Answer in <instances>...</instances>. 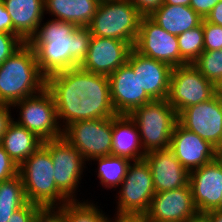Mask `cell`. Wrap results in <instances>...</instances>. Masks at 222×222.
Returning <instances> with one entry per match:
<instances>
[{
    "instance_id": "4dcf8cb0",
    "label": "cell",
    "mask_w": 222,
    "mask_h": 222,
    "mask_svg": "<svg viewBox=\"0 0 222 222\" xmlns=\"http://www.w3.org/2000/svg\"><path fill=\"white\" fill-rule=\"evenodd\" d=\"M204 51L222 49V27L203 19Z\"/></svg>"
},
{
    "instance_id": "f1b7e54d",
    "label": "cell",
    "mask_w": 222,
    "mask_h": 222,
    "mask_svg": "<svg viewBox=\"0 0 222 222\" xmlns=\"http://www.w3.org/2000/svg\"><path fill=\"white\" fill-rule=\"evenodd\" d=\"M180 56L187 63L194 61L204 51L203 21L199 26L191 28L177 36Z\"/></svg>"
},
{
    "instance_id": "60d3db41",
    "label": "cell",
    "mask_w": 222,
    "mask_h": 222,
    "mask_svg": "<svg viewBox=\"0 0 222 222\" xmlns=\"http://www.w3.org/2000/svg\"><path fill=\"white\" fill-rule=\"evenodd\" d=\"M205 20L222 27V0H220L207 15Z\"/></svg>"
},
{
    "instance_id": "8d00e7d4",
    "label": "cell",
    "mask_w": 222,
    "mask_h": 222,
    "mask_svg": "<svg viewBox=\"0 0 222 222\" xmlns=\"http://www.w3.org/2000/svg\"><path fill=\"white\" fill-rule=\"evenodd\" d=\"M143 15L149 16L154 10L158 9L164 0H128Z\"/></svg>"
},
{
    "instance_id": "bcb514c9",
    "label": "cell",
    "mask_w": 222,
    "mask_h": 222,
    "mask_svg": "<svg viewBox=\"0 0 222 222\" xmlns=\"http://www.w3.org/2000/svg\"><path fill=\"white\" fill-rule=\"evenodd\" d=\"M220 211H222V195H221V198H220Z\"/></svg>"
},
{
    "instance_id": "8fae6325",
    "label": "cell",
    "mask_w": 222,
    "mask_h": 222,
    "mask_svg": "<svg viewBox=\"0 0 222 222\" xmlns=\"http://www.w3.org/2000/svg\"><path fill=\"white\" fill-rule=\"evenodd\" d=\"M214 95L215 85L206 79L193 63L172 68L167 101L178 114Z\"/></svg>"
},
{
    "instance_id": "7402d4cb",
    "label": "cell",
    "mask_w": 222,
    "mask_h": 222,
    "mask_svg": "<svg viewBox=\"0 0 222 222\" xmlns=\"http://www.w3.org/2000/svg\"><path fill=\"white\" fill-rule=\"evenodd\" d=\"M112 155L124 157L131 161L144 159L138 127L129 115L113 117Z\"/></svg>"
},
{
    "instance_id": "f6af8a7d",
    "label": "cell",
    "mask_w": 222,
    "mask_h": 222,
    "mask_svg": "<svg viewBox=\"0 0 222 222\" xmlns=\"http://www.w3.org/2000/svg\"><path fill=\"white\" fill-rule=\"evenodd\" d=\"M215 94L222 99V77L220 80L215 84Z\"/></svg>"
},
{
    "instance_id": "d590c367",
    "label": "cell",
    "mask_w": 222,
    "mask_h": 222,
    "mask_svg": "<svg viewBox=\"0 0 222 222\" xmlns=\"http://www.w3.org/2000/svg\"><path fill=\"white\" fill-rule=\"evenodd\" d=\"M12 109V105L0 103V144L9 125L14 121V117L11 114L13 113L11 112Z\"/></svg>"
},
{
    "instance_id": "cb8c5ba5",
    "label": "cell",
    "mask_w": 222,
    "mask_h": 222,
    "mask_svg": "<svg viewBox=\"0 0 222 222\" xmlns=\"http://www.w3.org/2000/svg\"><path fill=\"white\" fill-rule=\"evenodd\" d=\"M149 17L166 32L175 36L199 26L203 18L190 6L162 4Z\"/></svg>"
},
{
    "instance_id": "277c9868",
    "label": "cell",
    "mask_w": 222,
    "mask_h": 222,
    "mask_svg": "<svg viewBox=\"0 0 222 222\" xmlns=\"http://www.w3.org/2000/svg\"><path fill=\"white\" fill-rule=\"evenodd\" d=\"M28 202L41 208H59L70 200L57 188L50 152L41 145L19 166Z\"/></svg>"
},
{
    "instance_id": "52a82bcc",
    "label": "cell",
    "mask_w": 222,
    "mask_h": 222,
    "mask_svg": "<svg viewBox=\"0 0 222 222\" xmlns=\"http://www.w3.org/2000/svg\"><path fill=\"white\" fill-rule=\"evenodd\" d=\"M17 110L15 122L34 133L39 139L50 141L63 136L53 95L47 88L38 94L22 99L12 105Z\"/></svg>"
},
{
    "instance_id": "7a4b0ae2",
    "label": "cell",
    "mask_w": 222,
    "mask_h": 222,
    "mask_svg": "<svg viewBox=\"0 0 222 222\" xmlns=\"http://www.w3.org/2000/svg\"><path fill=\"white\" fill-rule=\"evenodd\" d=\"M91 37L88 27L52 18L39 24L28 44L35 51L41 73L47 78L79 67L87 56Z\"/></svg>"
},
{
    "instance_id": "4fadbf2b",
    "label": "cell",
    "mask_w": 222,
    "mask_h": 222,
    "mask_svg": "<svg viewBox=\"0 0 222 222\" xmlns=\"http://www.w3.org/2000/svg\"><path fill=\"white\" fill-rule=\"evenodd\" d=\"M178 122L222 151V99L216 94L178 114Z\"/></svg>"
},
{
    "instance_id": "d6a6232c",
    "label": "cell",
    "mask_w": 222,
    "mask_h": 222,
    "mask_svg": "<svg viewBox=\"0 0 222 222\" xmlns=\"http://www.w3.org/2000/svg\"><path fill=\"white\" fill-rule=\"evenodd\" d=\"M19 174V166L9 157L0 144V182L9 180Z\"/></svg>"
},
{
    "instance_id": "2e32d148",
    "label": "cell",
    "mask_w": 222,
    "mask_h": 222,
    "mask_svg": "<svg viewBox=\"0 0 222 222\" xmlns=\"http://www.w3.org/2000/svg\"><path fill=\"white\" fill-rule=\"evenodd\" d=\"M188 171L200 168L218 157L219 150L179 122L172 132L169 148Z\"/></svg>"
},
{
    "instance_id": "7bdbcfd3",
    "label": "cell",
    "mask_w": 222,
    "mask_h": 222,
    "mask_svg": "<svg viewBox=\"0 0 222 222\" xmlns=\"http://www.w3.org/2000/svg\"><path fill=\"white\" fill-rule=\"evenodd\" d=\"M210 222H222V211L212 210L206 213Z\"/></svg>"
},
{
    "instance_id": "f35d334b",
    "label": "cell",
    "mask_w": 222,
    "mask_h": 222,
    "mask_svg": "<svg viewBox=\"0 0 222 222\" xmlns=\"http://www.w3.org/2000/svg\"><path fill=\"white\" fill-rule=\"evenodd\" d=\"M219 1L220 0H191L190 7L205 19Z\"/></svg>"
},
{
    "instance_id": "74e56055",
    "label": "cell",
    "mask_w": 222,
    "mask_h": 222,
    "mask_svg": "<svg viewBox=\"0 0 222 222\" xmlns=\"http://www.w3.org/2000/svg\"><path fill=\"white\" fill-rule=\"evenodd\" d=\"M105 222H148L145 214L115 212L113 217L107 214Z\"/></svg>"
},
{
    "instance_id": "836d02e7",
    "label": "cell",
    "mask_w": 222,
    "mask_h": 222,
    "mask_svg": "<svg viewBox=\"0 0 222 222\" xmlns=\"http://www.w3.org/2000/svg\"><path fill=\"white\" fill-rule=\"evenodd\" d=\"M40 209V206L28 202L23 207L13 212L8 222H33Z\"/></svg>"
},
{
    "instance_id": "ffe728a7",
    "label": "cell",
    "mask_w": 222,
    "mask_h": 222,
    "mask_svg": "<svg viewBox=\"0 0 222 222\" xmlns=\"http://www.w3.org/2000/svg\"><path fill=\"white\" fill-rule=\"evenodd\" d=\"M144 159L150 167L156 193L179 189L189 183V172L170 149L147 152Z\"/></svg>"
},
{
    "instance_id": "30bf717a",
    "label": "cell",
    "mask_w": 222,
    "mask_h": 222,
    "mask_svg": "<svg viewBox=\"0 0 222 222\" xmlns=\"http://www.w3.org/2000/svg\"><path fill=\"white\" fill-rule=\"evenodd\" d=\"M116 193L114 211L146 214L156 193L150 167L145 159L131 161L127 174Z\"/></svg>"
},
{
    "instance_id": "ee69618b",
    "label": "cell",
    "mask_w": 222,
    "mask_h": 222,
    "mask_svg": "<svg viewBox=\"0 0 222 222\" xmlns=\"http://www.w3.org/2000/svg\"><path fill=\"white\" fill-rule=\"evenodd\" d=\"M191 0H164L163 4L190 6Z\"/></svg>"
},
{
    "instance_id": "ba28073f",
    "label": "cell",
    "mask_w": 222,
    "mask_h": 222,
    "mask_svg": "<svg viewBox=\"0 0 222 222\" xmlns=\"http://www.w3.org/2000/svg\"><path fill=\"white\" fill-rule=\"evenodd\" d=\"M42 145L50 152L57 188L70 201H80L77 192L81 191L78 187H81L83 172L88 169L87 161L64 137L44 141Z\"/></svg>"
},
{
    "instance_id": "7c38bea8",
    "label": "cell",
    "mask_w": 222,
    "mask_h": 222,
    "mask_svg": "<svg viewBox=\"0 0 222 222\" xmlns=\"http://www.w3.org/2000/svg\"><path fill=\"white\" fill-rule=\"evenodd\" d=\"M133 48L140 54L169 64H188L181 56L177 36L166 32L149 16H142Z\"/></svg>"
},
{
    "instance_id": "5b68a950",
    "label": "cell",
    "mask_w": 222,
    "mask_h": 222,
    "mask_svg": "<svg viewBox=\"0 0 222 222\" xmlns=\"http://www.w3.org/2000/svg\"><path fill=\"white\" fill-rule=\"evenodd\" d=\"M136 123L145 153L170 148L178 113L167 99H155L129 115Z\"/></svg>"
},
{
    "instance_id": "8992f818",
    "label": "cell",
    "mask_w": 222,
    "mask_h": 222,
    "mask_svg": "<svg viewBox=\"0 0 222 222\" xmlns=\"http://www.w3.org/2000/svg\"><path fill=\"white\" fill-rule=\"evenodd\" d=\"M142 14L128 0L99 2L90 24L92 36L113 38L134 46Z\"/></svg>"
},
{
    "instance_id": "83f0119b",
    "label": "cell",
    "mask_w": 222,
    "mask_h": 222,
    "mask_svg": "<svg viewBox=\"0 0 222 222\" xmlns=\"http://www.w3.org/2000/svg\"><path fill=\"white\" fill-rule=\"evenodd\" d=\"M92 201V202H91ZM94 200L70 201L59 209L62 211L66 222H105L106 213L94 203Z\"/></svg>"
},
{
    "instance_id": "b9f144b4",
    "label": "cell",
    "mask_w": 222,
    "mask_h": 222,
    "mask_svg": "<svg viewBox=\"0 0 222 222\" xmlns=\"http://www.w3.org/2000/svg\"><path fill=\"white\" fill-rule=\"evenodd\" d=\"M185 222H210L206 213L197 212L194 216L189 217Z\"/></svg>"
},
{
    "instance_id": "f546056e",
    "label": "cell",
    "mask_w": 222,
    "mask_h": 222,
    "mask_svg": "<svg viewBox=\"0 0 222 222\" xmlns=\"http://www.w3.org/2000/svg\"><path fill=\"white\" fill-rule=\"evenodd\" d=\"M193 65L215 85L222 77V49L203 51Z\"/></svg>"
},
{
    "instance_id": "ac0fdd59",
    "label": "cell",
    "mask_w": 222,
    "mask_h": 222,
    "mask_svg": "<svg viewBox=\"0 0 222 222\" xmlns=\"http://www.w3.org/2000/svg\"><path fill=\"white\" fill-rule=\"evenodd\" d=\"M111 100L117 115H130L153 99L141 88L138 75L126 63L108 76Z\"/></svg>"
},
{
    "instance_id": "5bb4252c",
    "label": "cell",
    "mask_w": 222,
    "mask_h": 222,
    "mask_svg": "<svg viewBox=\"0 0 222 222\" xmlns=\"http://www.w3.org/2000/svg\"><path fill=\"white\" fill-rule=\"evenodd\" d=\"M132 49V44L122 40L92 36L87 56L79 67L108 77L128 62Z\"/></svg>"
},
{
    "instance_id": "7dc6e473",
    "label": "cell",
    "mask_w": 222,
    "mask_h": 222,
    "mask_svg": "<svg viewBox=\"0 0 222 222\" xmlns=\"http://www.w3.org/2000/svg\"><path fill=\"white\" fill-rule=\"evenodd\" d=\"M218 157L222 160V151H219Z\"/></svg>"
},
{
    "instance_id": "e0dca14e",
    "label": "cell",
    "mask_w": 222,
    "mask_h": 222,
    "mask_svg": "<svg viewBox=\"0 0 222 222\" xmlns=\"http://www.w3.org/2000/svg\"><path fill=\"white\" fill-rule=\"evenodd\" d=\"M196 213L188 183L179 189L155 193L145 215L148 222H185Z\"/></svg>"
},
{
    "instance_id": "6da1fadb",
    "label": "cell",
    "mask_w": 222,
    "mask_h": 222,
    "mask_svg": "<svg viewBox=\"0 0 222 222\" xmlns=\"http://www.w3.org/2000/svg\"><path fill=\"white\" fill-rule=\"evenodd\" d=\"M46 88L53 95L62 129L72 122L117 115L107 76L70 68L48 76Z\"/></svg>"
},
{
    "instance_id": "603a6c76",
    "label": "cell",
    "mask_w": 222,
    "mask_h": 222,
    "mask_svg": "<svg viewBox=\"0 0 222 222\" xmlns=\"http://www.w3.org/2000/svg\"><path fill=\"white\" fill-rule=\"evenodd\" d=\"M98 0H44V14L53 19L87 27L99 5Z\"/></svg>"
},
{
    "instance_id": "d6986e66",
    "label": "cell",
    "mask_w": 222,
    "mask_h": 222,
    "mask_svg": "<svg viewBox=\"0 0 222 222\" xmlns=\"http://www.w3.org/2000/svg\"><path fill=\"white\" fill-rule=\"evenodd\" d=\"M138 75L141 88L153 99H167L172 67L162 61L144 56L132 49L128 62Z\"/></svg>"
},
{
    "instance_id": "ab89813d",
    "label": "cell",
    "mask_w": 222,
    "mask_h": 222,
    "mask_svg": "<svg viewBox=\"0 0 222 222\" xmlns=\"http://www.w3.org/2000/svg\"><path fill=\"white\" fill-rule=\"evenodd\" d=\"M0 32L13 34V26L10 15L0 0Z\"/></svg>"
},
{
    "instance_id": "1f68e13d",
    "label": "cell",
    "mask_w": 222,
    "mask_h": 222,
    "mask_svg": "<svg viewBox=\"0 0 222 222\" xmlns=\"http://www.w3.org/2000/svg\"><path fill=\"white\" fill-rule=\"evenodd\" d=\"M23 44L24 42L17 35L0 32V65Z\"/></svg>"
},
{
    "instance_id": "e575fe53",
    "label": "cell",
    "mask_w": 222,
    "mask_h": 222,
    "mask_svg": "<svg viewBox=\"0 0 222 222\" xmlns=\"http://www.w3.org/2000/svg\"><path fill=\"white\" fill-rule=\"evenodd\" d=\"M33 222H66V219L59 208H41Z\"/></svg>"
},
{
    "instance_id": "d4e9b609",
    "label": "cell",
    "mask_w": 222,
    "mask_h": 222,
    "mask_svg": "<svg viewBox=\"0 0 222 222\" xmlns=\"http://www.w3.org/2000/svg\"><path fill=\"white\" fill-rule=\"evenodd\" d=\"M43 141L34 133L13 121L3 136L1 145L9 157L20 166L30 157Z\"/></svg>"
},
{
    "instance_id": "44dd1931",
    "label": "cell",
    "mask_w": 222,
    "mask_h": 222,
    "mask_svg": "<svg viewBox=\"0 0 222 222\" xmlns=\"http://www.w3.org/2000/svg\"><path fill=\"white\" fill-rule=\"evenodd\" d=\"M12 20L13 34L24 43L35 35L44 22V0H1Z\"/></svg>"
},
{
    "instance_id": "3957f363",
    "label": "cell",
    "mask_w": 222,
    "mask_h": 222,
    "mask_svg": "<svg viewBox=\"0 0 222 222\" xmlns=\"http://www.w3.org/2000/svg\"><path fill=\"white\" fill-rule=\"evenodd\" d=\"M46 88L34 49L24 43L0 65V103L13 105Z\"/></svg>"
},
{
    "instance_id": "9a60e30c",
    "label": "cell",
    "mask_w": 222,
    "mask_h": 222,
    "mask_svg": "<svg viewBox=\"0 0 222 222\" xmlns=\"http://www.w3.org/2000/svg\"><path fill=\"white\" fill-rule=\"evenodd\" d=\"M189 185L197 212L220 211L222 195V160L217 157L189 172Z\"/></svg>"
},
{
    "instance_id": "4316f807",
    "label": "cell",
    "mask_w": 222,
    "mask_h": 222,
    "mask_svg": "<svg viewBox=\"0 0 222 222\" xmlns=\"http://www.w3.org/2000/svg\"><path fill=\"white\" fill-rule=\"evenodd\" d=\"M28 203L21 176L0 182V222H8L10 216Z\"/></svg>"
},
{
    "instance_id": "9c48e42d",
    "label": "cell",
    "mask_w": 222,
    "mask_h": 222,
    "mask_svg": "<svg viewBox=\"0 0 222 222\" xmlns=\"http://www.w3.org/2000/svg\"><path fill=\"white\" fill-rule=\"evenodd\" d=\"M113 117L72 122L63 136L90 162L96 157L112 155Z\"/></svg>"
},
{
    "instance_id": "484cf974",
    "label": "cell",
    "mask_w": 222,
    "mask_h": 222,
    "mask_svg": "<svg viewBox=\"0 0 222 222\" xmlns=\"http://www.w3.org/2000/svg\"><path fill=\"white\" fill-rule=\"evenodd\" d=\"M90 161L91 162H89L88 165L92 163V161L95 162L93 163L95 165L97 163V169H95V172L97 173L100 187L102 185V188L110 191L111 189L115 191L120 187L131 163V160L127 158L114 155L96 157Z\"/></svg>"
}]
</instances>
